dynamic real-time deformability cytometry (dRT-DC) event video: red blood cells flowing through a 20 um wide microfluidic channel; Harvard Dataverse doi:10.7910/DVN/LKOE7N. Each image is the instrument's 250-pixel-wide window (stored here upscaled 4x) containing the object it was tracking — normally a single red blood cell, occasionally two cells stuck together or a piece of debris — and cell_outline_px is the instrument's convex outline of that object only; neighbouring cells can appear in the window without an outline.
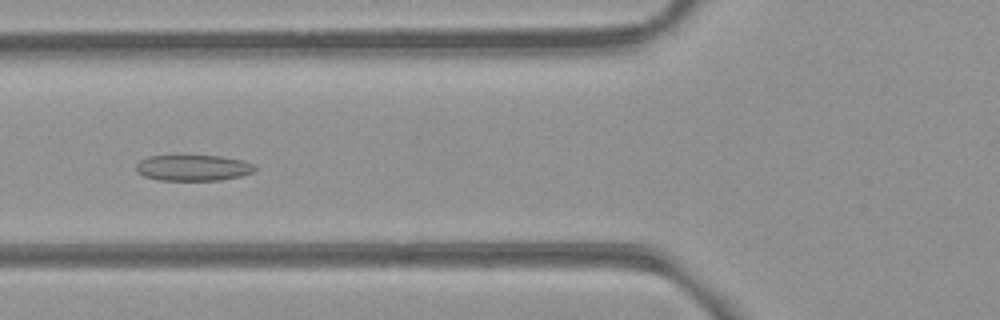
{"species": "common noctule bat (a hibernating species)", "species_latin": "Nyctalus noctula", "temperature_condition": "room temperature", "stored_images_in_passage": 41, "camera_frame_rate_fps": 3000, "um_per_image_px": 0.085, "animal": {"sex": "female", "body_mass_g": 21.9}, "frame": {"image": 1, "passage_image": 9, "time_ms": 2.667, "image_size_px": [1000, 320], "cell_outline_px": [[256, 168], [252, 172], [240, 176], [220, 180], [160, 180], [144, 176], [136, 172], [136, 164], [140, 160], [148, 156], [220, 156], [244, 160], [256, 164]], "centroid_in_image_um": [16.43, 14.26], "position_along_channel_um": 109.4, "area_um2": 17.98}}
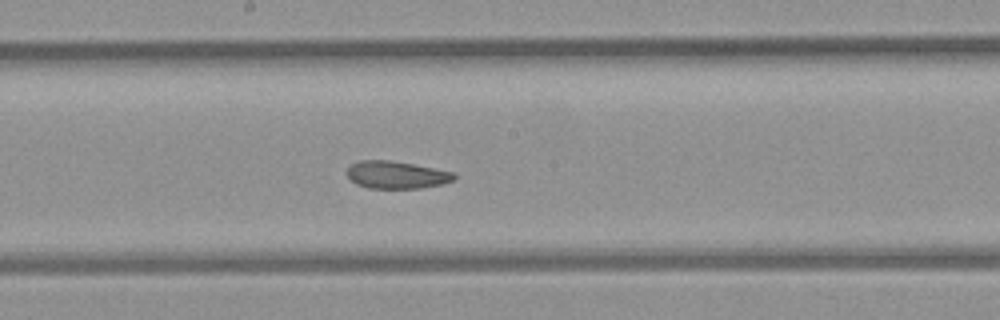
{"frame": {"image": 2, "passage_image": 17, "time_ms": 5.333, "image_size_px": [1000, 320], "cell_outline_px": [[456, 176], [452, 180], [444, 184], [420, 188], [368, 188], [356, 184], [348, 176], [348, 168], [352, 164], [360, 160], [388, 160], [412, 164], [456, 172]], "centroid_in_image_um": [33.73, 14.86], "position_along_channel_um": 214.5, "area_um2": 17.05}}
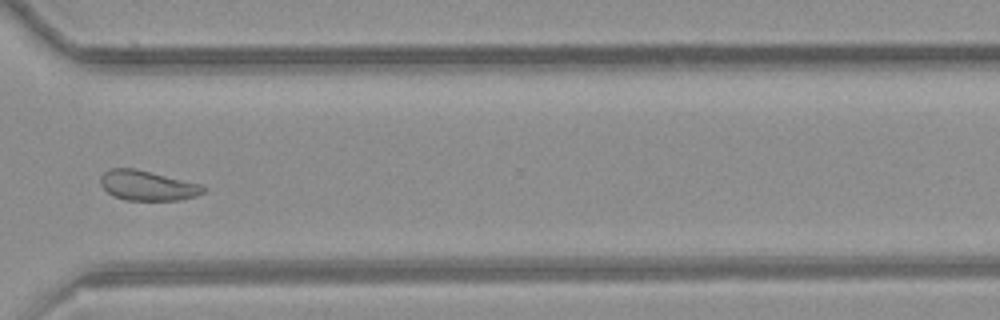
{"frame": {"image": 3, "passage_image": 28, "time_ms": 9.0, "image_size_px": [1000, 320], "cell_outline_px": [[208, 188], [204, 192], [196, 196], [180, 200], [124, 200], [108, 192], [100, 184], [100, 176], [108, 168], [136, 168], [200, 184]], "centroid_in_image_um": [12.53, 15.76], "position_along_channel_um": 358.1, "area_um2": 17.98}, "authors_computed_cell_mechanics": {"area_um2": 18.9006, "velocity_mm_per_s": 3.9184, "shape_relaxation_time_tau1_ms": null, "shape_relaxation_time_tau2_ms": 1.2182, "deformation_change_tau1": null, "deformation_change_tau2": 0.0573}}